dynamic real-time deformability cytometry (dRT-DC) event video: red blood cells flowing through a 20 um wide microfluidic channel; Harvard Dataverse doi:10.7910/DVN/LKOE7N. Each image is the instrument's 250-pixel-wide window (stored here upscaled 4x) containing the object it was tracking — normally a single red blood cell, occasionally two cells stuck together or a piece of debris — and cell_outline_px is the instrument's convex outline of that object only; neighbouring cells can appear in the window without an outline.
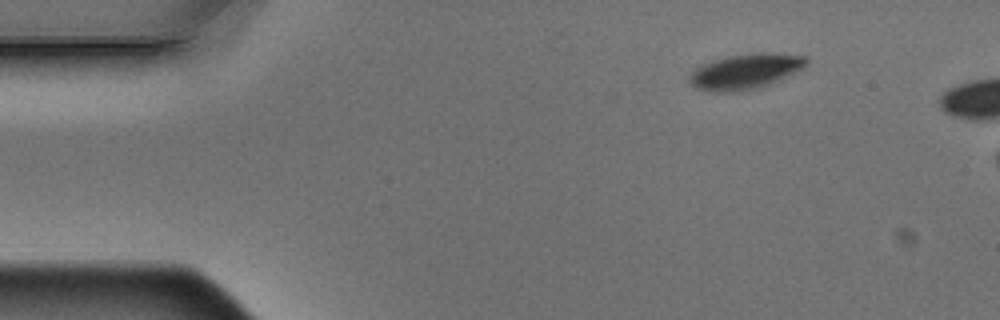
{"species": "Egyptian fruit bat (a non-hibernating species)", "species_latin": "Rousettus aegyptiacus", "temperature_condition": "warm", "stored_images_in_passage": 14, "camera_frame_rate_fps": 3000, "um_per_image_px": 0.085, "animal": {"sex": "male"}, "frame": {"image": 1, "passage_image": 1, "time_ms": 0.0, "image_size_px": [1000, 320], "cell_outline_px": [[808, 64], [804, 68], [760, 88], [736, 92], [712, 92], [696, 88], [688, 80], [688, 76], [700, 64], [712, 60], [728, 56], [756, 52], [772, 52], [808, 56]], "centroid_in_image_um": [63.37, 6.06], "position_along_channel_um": 21.6, "area_um2": 24.39}}
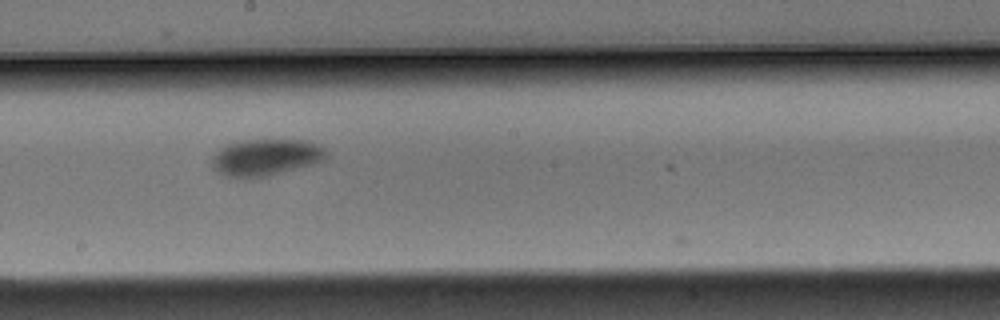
{"frame": {"image": 2, "passage_image": 7, "time_ms": 2.0, "image_size_px": [1000, 320], "cell_outline_px": [[328, 156], [324, 160], [268, 176], [244, 180], [224, 176], [212, 168], [212, 156], [216, 152], [228, 144], [244, 140], [308, 140], [320, 144], [328, 152]], "centroid_in_image_um": [22.58, 13.39], "position_along_channel_um": 225.6, "area_um2": 24.74}}
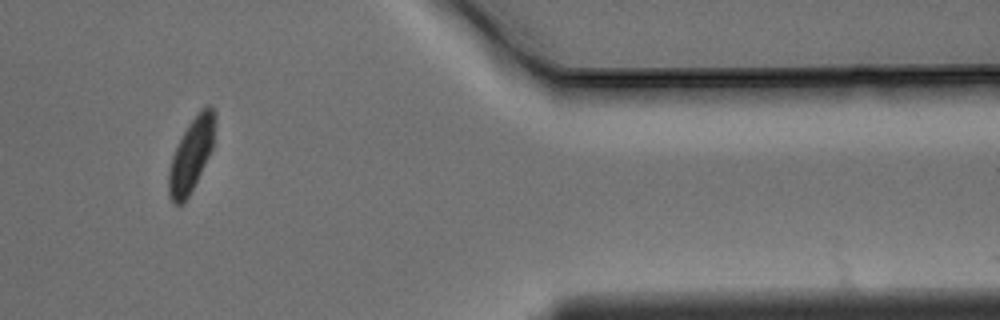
{"frame": {"image": 3, "passage_image": 11, "time_ms": 3.333, "image_size_px": [1000, 320], "cell_outline_px": [[216, 120], [212, 148], [184, 204], [172, 204], [168, 196], [168, 172], [172, 156], [188, 124], [200, 108], [208, 104], [212, 104], [216, 112]], "centroid_in_image_um": [16.26, 13.12], "position_along_channel_um": 395.1, "area_um2": 19.71}}